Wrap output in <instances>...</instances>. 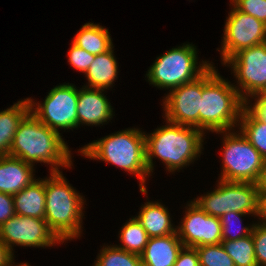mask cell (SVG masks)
I'll return each instance as SVG.
<instances>
[{
	"mask_svg": "<svg viewBox=\"0 0 266 266\" xmlns=\"http://www.w3.org/2000/svg\"><path fill=\"white\" fill-rule=\"evenodd\" d=\"M9 155L32 165L34 161L51 164V172H60L58 166L72 164L70 151L60 133L44 125L31 112L19 123Z\"/></svg>",
	"mask_w": 266,
	"mask_h": 266,
	"instance_id": "1",
	"label": "cell"
},
{
	"mask_svg": "<svg viewBox=\"0 0 266 266\" xmlns=\"http://www.w3.org/2000/svg\"><path fill=\"white\" fill-rule=\"evenodd\" d=\"M241 90L219 76L211 66L202 75V100L199 111V130L223 133L231 130L245 106ZM237 121V122H236Z\"/></svg>",
	"mask_w": 266,
	"mask_h": 266,
	"instance_id": "2",
	"label": "cell"
},
{
	"mask_svg": "<svg viewBox=\"0 0 266 266\" xmlns=\"http://www.w3.org/2000/svg\"><path fill=\"white\" fill-rule=\"evenodd\" d=\"M168 126L145 134L146 162L148 171L153 170V156L165 162L169 171L186 166L201 153L203 132L196 127L184 126L167 121Z\"/></svg>",
	"mask_w": 266,
	"mask_h": 266,
	"instance_id": "3",
	"label": "cell"
},
{
	"mask_svg": "<svg viewBox=\"0 0 266 266\" xmlns=\"http://www.w3.org/2000/svg\"><path fill=\"white\" fill-rule=\"evenodd\" d=\"M81 154L92 159L112 163L136 174L141 180L140 191L147 193L146 175L150 174L146 162L145 134L138 129H128L104 137L80 149Z\"/></svg>",
	"mask_w": 266,
	"mask_h": 266,
	"instance_id": "4",
	"label": "cell"
},
{
	"mask_svg": "<svg viewBox=\"0 0 266 266\" xmlns=\"http://www.w3.org/2000/svg\"><path fill=\"white\" fill-rule=\"evenodd\" d=\"M50 175L45 180V220L63 242L80 235L84 202L61 172H51Z\"/></svg>",
	"mask_w": 266,
	"mask_h": 266,
	"instance_id": "5",
	"label": "cell"
},
{
	"mask_svg": "<svg viewBox=\"0 0 266 266\" xmlns=\"http://www.w3.org/2000/svg\"><path fill=\"white\" fill-rule=\"evenodd\" d=\"M191 44L173 48L161 57L148 70L147 78L154 86L162 88H177L190 83L203 75L212 64L203 62L200 67L197 64V52ZM198 68V70H197Z\"/></svg>",
	"mask_w": 266,
	"mask_h": 266,
	"instance_id": "6",
	"label": "cell"
},
{
	"mask_svg": "<svg viewBox=\"0 0 266 266\" xmlns=\"http://www.w3.org/2000/svg\"><path fill=\"white\" fill-rule=\"evenodd\" d=\"M193 202L214 217L220 218L230 212L261 216V200L256 183L220 179L217 189Z\"/></svg>",
	"mask_w": 266,
	"mask_h": 266,
	"instance_id": "7",
	"label": "cell"
},
{
	"mask_svg": "<svg viewBox=\"0 0 266 266\" xmlns=\"http://www.w3.org/2000/svg\"><path fill=\"white\" fill-rule=\"evenodd\" d=\"M221 180L256 183L264 159L244 135H225Z\"/></svg>",
	"mask_w": 266,
	"mask_h": 266,
	"instance_id": "8",
	"label": "cell"
},
{
	"mask_svg": "<svg viewBox=\"0 0 266 266\" xmlns=\"http://www.w3.org/2000/svg\"><path fill=\"white\" fill-rule=\"evenodd\" d=\"M31 113L44 125L57 132L77 127L78 90L71 84H63L51 89L44 103L33 108L35 103L29 99ZM35 109V111H34Z\"/></svg>",
	"mask_w": 266,
	"mask_h": 266,
	"instance_id": "9",
	"label": "cell"
},
{
	"mask_svg": "<svg viewBox=\"0 0 266 266\" xmlns=\"http://www.w3.org/2000/svg\"><path fill=\"white\" fill-rule=\"evenodd\" d=\"M224 29L222 60L225 62L242 49L266 42V24L237 10H231Z\"/></svg>",
	"mask_w": 266,
	"mask_h": 266,
	"instance_id": "10",
	"label": "cell"
},
{
	"mask_svg": "<svg viewBox=\"0 0 266 266\" xmlns=\"http://www.w3.org/2000/svg\"><path fill=\"white\" fill-rule=\"evenodd\" d=\"M0 240L12 251L11 244L44 247L61 240L45 219L15 214L0 226Z\"/></svg>",
	"mask_w": 266,
	"mask_h": 266,
	"instance_id": "11",
	"label": "cell"
},
{
	"mask_svg": "<svg viewBox=\"0 0 266 266\" xmlns=\"http://www.w3.org/2000/svg\"><path fill=\"white\" fill-rule=\"evenodd\" d=\"M226 63L232 64L240 87L246 93L243 101L248 104L246 96H255L266 86V42L240 50Z\"/></svg>",
	"mask_w": 266,
	"mask_h": 266,
	"instance_id": "12",
	"label": "cell"
},
{
	"mask_svg": "<svg viewBox=\"0 0 266 266\" xmlns=\"http://www.w3.org/2000/svg\"><path fill=\"white\" fill-rule=\"evenodd\" d=\"M202 100V75L196 80L170 91L164 101L167 121L199 129Z\"/></svg>",
	"mask_w": 266,
	"mask_h": 266,
	"instance_id": "13",
	"label": "cell"
},
{
	"mask_svg": "<svg viewBox=\"0 0 266 266\" xmlns=\"http://www.w3.org/2000/svg\"><path fill=\"white\" fill-rule=\"evenodd\" d=\"M181 227L177 229L184 246L199 247L222 242V226L219 217L208 215L197 204L191 202Z\"/></svg>",
	"mask_w": 266,
	"mask_h": 266,
	"instance_id": "14",
	"label": "cell"
},
{
	"mask_svg": "<svg viewBox=\"0 0 266 266\" xmlns=\"http://www.w3.org/2000/svg\"><path fill=\"white\" fill-rule=\"evenodd\" d=\"M103 89L86 87L78 90L77 127L80 123L99 125L112 118L110 102Z\"/></svg>",
	"mask_w": 266,
	"mask_h": 266,
	"instance_id": "15",
	"label": "cell"
},
{
	"mask_svg": "<svg viewBox=\"0 0 266 266\" xmlns=\"http://www.w3.org/2000/svg\"><path fill=\"white\" fill-rule=\"evenodd\" d=\"M33 165L10 155L0 156V192L17 194L33 179Z\"/></svg>",
	"mask_w": 266,
	"mask_h": 266,
	"instance_id": "16",
	"label": "cell"
},
{
	"mask_svg": "<svg viewBox=\"0 0 266 266\" xmlns=\"http://www.w3.org/2000/svg\"><path fill=\"white\" fill-rule=\"evenodd\" d=\"M183 246L177 232L163 237H151L140 255L142 266H174Z\"/></svg>",
	"mask_w": 266,
	"mask_h": 266,
	"instance_id": "17",
	"label": "cell"
},
{
	"mask_svg": "<svg viewBox=\"0 0 266 266\" xmlns=\"http://www.w3.org/2000/svg\"><path fill=\"white\" fill-rule=\"evenodd\" d=\"M15 213L45 219V180H34L17 194L13 195Z\"/></svg>",
	"mask_w": 266,
	"mask_h": 266,
	"instance_id": "18",
	"label": "cell"
},
{
	"mask_svg": "<svg viewBox=\"0 0 266 266\" xmlns=\"http://www.w3.org/2000/svg\"><path fill=\"white\" fill-rule=\"evenodd\" d=\"M136 218L143 225L149 238L168 236L177 232L171 224L167 209L158 202L145 203Z\"/></svg>",
	"mask_w": 266,
	"mask_h": 266,
	"instance_id": "19",
	"label": "cell"
},
{
	"mask_svg": "<svg viewBox=\"0 0 266 266\" xmlns=\"http://www.w3.org/2000/svg\"><path fill=\"white\" fill-rule=\"evenodd\" d=\"M29 98L0 112V156L9 155L19 123L31 111Z\"/></svg>",
	"mask_w": 266,
	"mask_h": 266,
	"instance_id": "20",
	"label": "cell"
},
{
	"mask_svg": "<svg viewBox=\"0 0 266 266\" xmlns=\"http://www.w3.org/2000/svg\"><path fill=\"white\" fill-rule=\"evenodd\" d=\"M117 63L112 48L104 53L95 55L93 63L86 71L89 88L107 89L117 77Z\"/></svg>",
	"mask_w": 266,
	"mask_h": 266,
	"instance_id": "21",
	"label": "cell"
},
{
	"mask_svg": "<svg viewBox=\"0 0 266 266\" xmlns=\"http://www.w3.org/2000/svg\"><path fill=\"white\" fill-rule=\"evenodd\" d=\"M72 42L93 55L107 52L113 48L108 29L93 23L83 25Z\"/></svg>",
	"mask_w": 266,
	"mask_h": 266,
	"instance_id": "22",
	"label": "cell"
},
{
	"mask_svg": "<svg viewBox=\"0 0 266 266\" xmlns=\"http://www.w3.org/2000/svg\"><path fill=\"white\" fill-rule=\"evenodd\" d=\"M243 107L240 118L241 134L266 160V123H264L251 109L250 106Z\"/></svg>",
	"mask_w": 266,
	"mask_h": 266,
	"instance_id": "23",
	"label": "cell"
},
{
	"mask_svg": "<svg viewBox=\"0 0 266 266\" xmlns=\"http://www.w3.org/2000/svg\"><path fill=\"white\" fill-rule=\"evenodd\" d=\"M148 239L149 237L146 230L135 217L130 219L124 227H122L120 240L123 242V245H120L119 248L140 256L147 245Z\"/></svg>",
	"mask_w": 266,
	"mask_h": 266,
	"instance_id": "24",
	"label": "cell"
},
{
	"mask_svg": "<svg viewBox=\"0 0 266 266\" xmlns=\"http://www.w3.org/2000/svg\"><path fill=\"white\" fill-rule=\"evenodd\" d=\"M221 244L235 266H257L252 233L234 241H222Z\"/></svg>",
	"mask_w": 266,
	"mask_h": 266,
	"instance_id": "25",
	"label": "cell"
},
{
	"mask_svg": "<svg viewBox=\"0 0 266 266\" xmlns=\"http://www.w3.org/2000/svg\"><path fill=\"white\" fill-rule=\"evenodd\" d=\"M97 259L94 266H142L139 255L115 246L103 248Z\"/></svg>",
	"mask_w": 266,
	"mask_h": 266,
	"instance_id": "26",
	"label": "cell"
},
{
	"mask_svg": "<svg viewBox=\"0 0 266 266\" xmlns=\"http://www.w3.org/2000/svg\"><path fill=\"white\" fill-rule=\"evenodd\" d=\"M195 248L200 266H235L233 259L226 253L221 243Z\"/></svg>",
	"mask_w": 266,
	"mask_h": 266,
	"instance_id": "27",
	"label": "cell"
},
{
	"mask_svg": "<svg viewBox=\"0 0 266 266\" xmlns=\"http://www.w3.org/2000/svg\"><path fill=\"white\" fill-rule=\"evenodd\" d=\"M242 215H246V213L230 212V213H226L220 217V222H221V226H222V241H229V240L234 241L236 239L245 237V236L250 235L252 233L253 225L250 228L249 227H245V228L243 227L242 228L243 230H242V232H240V234L230 235V232L232 231L231 229H232L233 222H235V221L238 222L239 220L241 222L240 217ZM234 226H235V224H234ZM238 231H240V228L238 229Z\"/></svg>",
	"mask_w": 266,
	"mask_h": 266,
	"instance_id": "28",
	"label": "cell"
},
{
	"mask_svg": "<svg viewBox=\"0 0 266 266\" xmlns=\"http://www.w3.org/2000/svg\"><path fill=\"white\" fill-rule=\"evenodd\" d=\"M252 237L257 266H266V222L253 225Z\"/></svg>",
	"mask_w": 266,
	"mask_h": 266,
	"instance_id": "29",
	"label": "cell"
},
{
	"mask_svg": "<svg viewBox=\"0 0 266 266\" xmlns=\"http://www.w3.org/2000/svg\"><path fill=\"white\" fill-rule=\"evenodd\" d=\"M234 7L266 24V0H231Z\"/></svg>",
	"mask_w": 266,
	"mask_h": 266,
	"instance_id": "30",
	"label": "cell"
},
{
	"mask_svg": "<svg viewBox=\"0 0 266 266\" xmlns=\"http://www.w3.org/2000/svg\"><path fill=\"white\" fill-rule=\"evenodd\" d=\"M68 53V62H70V64H72L75 69L84 73H86L89 66L93 63L95 59V55L90 54L84 49L78 47L73 42Z\"/></svg>",
	"mask_w": 266,
	"mask_h": 266,
	"instance_id": "31",
	"label": "cell"
},
{
	"mask_svg": "<svg viewBox=\"0 0 266 266\" xmlns=\"http://www.w3.org/2000/svg\"><path fill=\"white\" fill-rule=\"evenodd\" d=\"M174 266H200L196 248L183 246L178 254Z\"/></svg>",
	"mask_w": 266,
	"mask_h": 266,
	"instance_id": "32",
	"label": "cell"
},
{
	"mask_svg": "<svg viewBox=\"0 0 266 266\" xmlns=\"http://www.w3.org/2000/svg\"><path fill=\"white\" fill-rule=\"evenodd\" d=\"M15 214L13 195L0 192V226Z\"/></svg>",
	"mask_w": 266,
	"mask_h": 266,
	"instance_id": "33",
	"label": "cell"
},
{
	"mask_svg": "<svg viewBox=\"0 0 266 266\" xmlns=\"http://www.w3.org/2000/svg\"><path fill=\"white\" fill-rule=\"evenodd\" d=\"M264 123H266V97L256 98L253 107L250 108Z\"/></svg>",
	"mask_w": 266,
	"mask_h": 266,
	"instance_id": "34",
	"label": "cell"
},
{
	"mask_svg": "<svg viewBox=\"0 0 266 266\" xmlns=\"http://www.w3.org/2000/svg\"><path fill=\"white\" fill-rule=\"evenodd\" d=\"M12 261V251L0 240V266H12Z\"/></svg>",
	"mask_w": 266,
	"mask_h": 266,
	"instance_id": "35",
	"label": "cell"
},
{
	"mask_svg": "<svg viewBox=\"0 0 266 266\" xmlns=\"http://www.w3.org/2000/svg\"><path fill=\"white\" fill-rule=\"evenodd\" d=\"M256 185L259 192L260 200L262 201L266 197V160L264 161Z\"/></svg>",
	"mask_w": 266,
	"mask_h": 266,
	"instance_id": "36",
	"label": "cell"
},
{
	"mask_svg": "<svg viewBox=\"0 0 266 266\" xmlns=\"http://www.w3.org/2000/svg\"><path fill=\"white\" fill-rule=\"evenodd\" d=\"M264 222H266V197L261 201V216Z\"/></svg>",
	"mask_w": 266,
	"mask_h": 266,
	"instance_id": "37",
	"label": "cell"
},
{
	"mask_svg": "<svg viewBox=\"0 0 266 266\" xmlns=\"http://www.w3.org/2000/svg\"><path fill=\"white\" fill-rule=\"evenodd\" d=\"M266 97V86L262 89L259 94H256L255 97Z\"/></svg>",
	"mask_w": 266,
	"mask_h": 266,
	"instance_id": "38",
	"label": "cell"
},
{
	"mask_svg": "<svg viewBox=\"0 0 266 266\" xmlns=\"http://www.w3.org/2000/svg\"><path fill=\"white\" fill-rule=\"evenodd\" d=\"M16 266H29V265H27V263H25V264H19V265H16Z\"/></svg>",
	"mask_w": 266,
	"mask_h": 266,
	"instance_id": "39",
	"label": "cell"
}]
</instances>
